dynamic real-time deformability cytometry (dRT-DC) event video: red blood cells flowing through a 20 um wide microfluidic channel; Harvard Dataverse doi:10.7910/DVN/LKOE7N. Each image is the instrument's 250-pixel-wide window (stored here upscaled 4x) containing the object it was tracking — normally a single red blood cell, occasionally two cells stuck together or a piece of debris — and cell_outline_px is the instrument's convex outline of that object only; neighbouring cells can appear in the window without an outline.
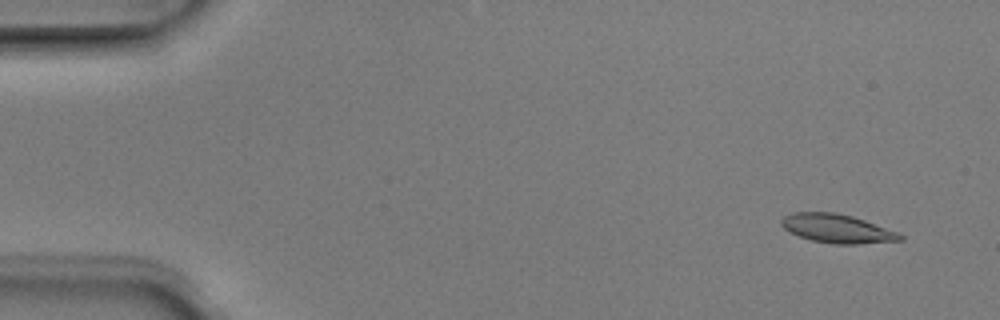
{"species": "Egyptian fruit bat (a non-hibernating species)", "species_latin": "Rousettus aegyptiacus", "temperature_condition": "room temperature", "stored_images_in_passage": 4, "camera_frame_rate_fps": 3000, "um_per_image_px": 0.085, "animal": {"sex": "male"}, "frame": {"image": 1, "passage_image": 1, "time_ms": 0.0, "image_size_px": [1000, 320], "cell_outline_px": [[904, 240], [860, 244], [832, 244], [812, 240], [800, 236], [784, 228], [780, 224], [780, 220], [784, 216], [792, 212], [836, 212], [852, 216], [900, 232], [904, 236]], "centroid_in_image_um": [71.19, 19.43], "position_along_channel_um": 13.8, "area_um2": 20.0}}
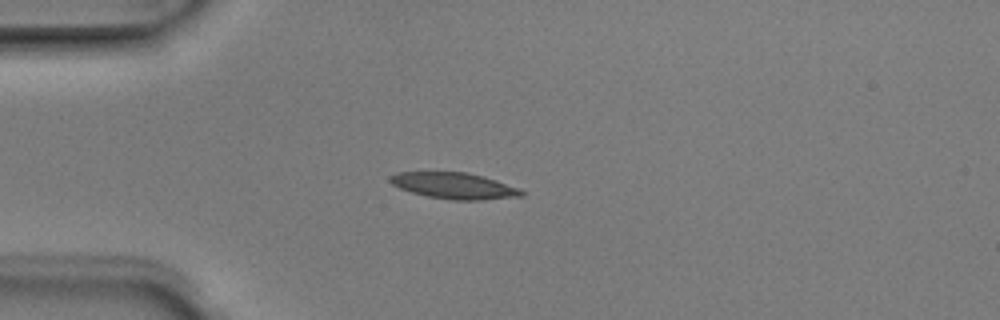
{"frame": {"image": 2, "passage_image": 4, "time_ms": 1.0, "image_size_px": [1000, 320], "cell_outline_px": [[524, 196], [480, 200], [452, 200], [428, 196], [412, 192], [400, 188], [392, 184], [388, 180], [388, 176], [396, 172], [464, 172], [484, 176], [520, 188], [524, 192]], "centroid_in_image_um": [38.61, 15.78], "position_along_channel_um": 46.4, "area_um2": 20.11}}